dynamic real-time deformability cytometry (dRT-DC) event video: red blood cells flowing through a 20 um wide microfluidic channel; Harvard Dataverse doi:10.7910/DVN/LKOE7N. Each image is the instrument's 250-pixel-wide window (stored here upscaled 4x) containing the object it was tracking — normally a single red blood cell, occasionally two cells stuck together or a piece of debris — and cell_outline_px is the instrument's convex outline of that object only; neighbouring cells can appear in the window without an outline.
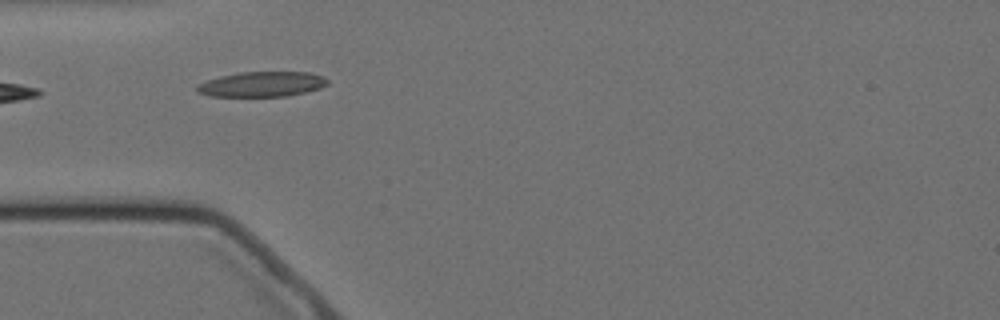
{"species": "Egyptian fruit bat (a non-hibernating species)", "species_latin": "Rousettus aegyptiacus", "temperature_condition": "cold", "stored_images_in_passage": 4, "camera_frame_rate_fps": 3000, "um_per_image_px": 0.085, "animal": {"sex": "female"}, "frame": {"image": 1, "passage_image": 2, "time_ms": 1.0, "image_size_px": [1000, 320], "cell_outline_px": [[328, 84], [320, 88], [288, 96], [212, 96], [196, 92], [196, 84], [220, 76], [240, 72], [308, 72], [324, 76], [328, 80]], "centroid_in_image_um": [22.26, 7.15], "position_along_channel_um": 62.7, "area_um2": 19.07}}
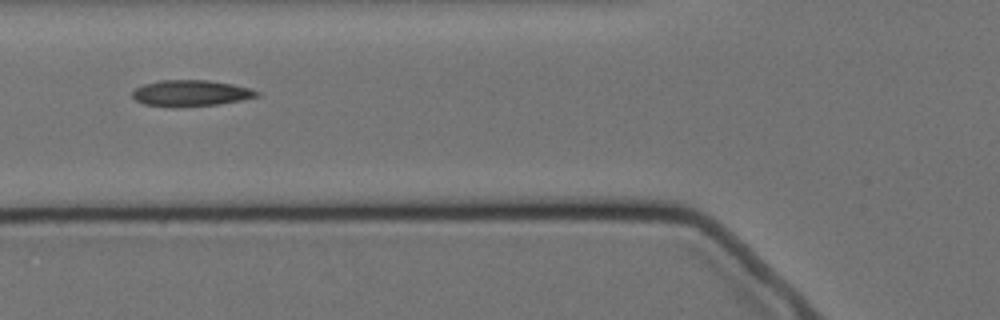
{"frame": {"image": 2, "passage_image": 3, "time_ms": 2.333, "image_size_px": [1000, 320], "cell_outline_px": [[260, 96], [240, 100], [216, 104], [172, 108], [144, 104], [136, 100], [132, 96], [132, 92], [136, 88], [144, 84], [160, 80], [208, 80], [232, 84], [252, 88], [260, 92]], "centroid_in_image_um": [16.22, 7.92], "position_along_channel_um": 109.6, "area_um2": 19.07}}
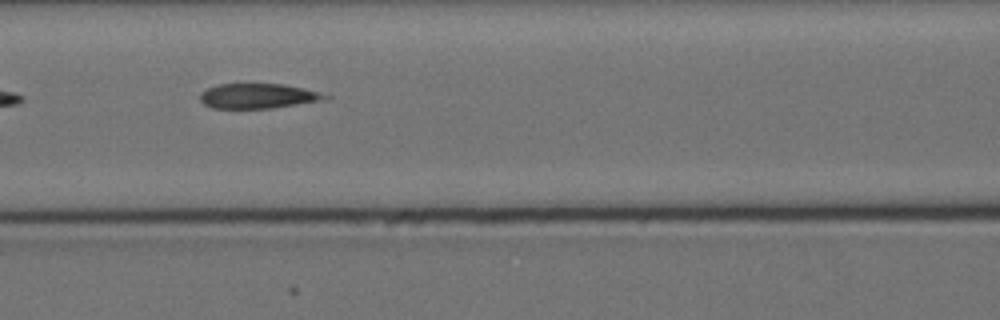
{"frame": {"image": 3, "passage_image": 4, "time_ms": 3.333, "image_size_px": [1000, 320], "cell_outline_px": [[332, 96], [328, 100], [272, 108], [212, 108], [204, 104], [200, 100], [200, 92], [208, 88], [220, 84], [280, 84], [304, 88]], "centroid_in_image_um": [21.97, 8.17], "position_along_channel_um": 144.6, "area_um2": 18.21}}